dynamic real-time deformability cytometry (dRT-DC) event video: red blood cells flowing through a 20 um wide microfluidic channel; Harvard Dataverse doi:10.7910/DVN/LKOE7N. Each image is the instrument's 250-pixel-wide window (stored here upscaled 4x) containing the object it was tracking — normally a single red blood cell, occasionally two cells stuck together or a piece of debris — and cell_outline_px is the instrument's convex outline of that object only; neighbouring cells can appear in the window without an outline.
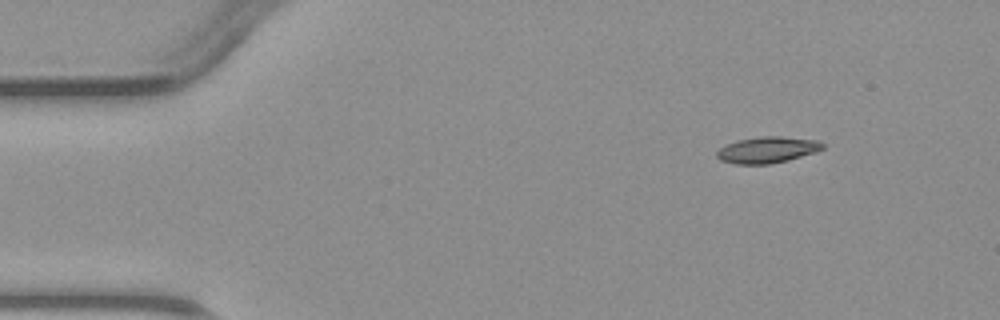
{"species": "common noctule bat (a hibernating species)", "species_latin": "Nyctalus noctula", "temperature_condition": "warm", "stored_images_in_passage": 5, "segment_of_instrument_passage": [2, 2], "camera_frame_rate_fps": 3000, "um_per_image_px": 0.085, "animal": {"sex": "male", "body_mass_g": 23.1, "forearm_length_mm": 52.7}, "frame": {"image": 1, "passage_image": 5, "time_ms": 5.0, "image_size_px": [1000, 320], "cell_outline_px": [[824, 148], [816, 152], [788, 160], [768, 164], [736, 164], [720, 160], [716, 156], [716, 152], [720, 148], [736, 140], [760, 136], [780, 136], [816, 140], [824, 144]], "centroid_in_image_um": [65.21, 12.73], "position_along_channel_um": 19.8, "area_um2": 16.18}}